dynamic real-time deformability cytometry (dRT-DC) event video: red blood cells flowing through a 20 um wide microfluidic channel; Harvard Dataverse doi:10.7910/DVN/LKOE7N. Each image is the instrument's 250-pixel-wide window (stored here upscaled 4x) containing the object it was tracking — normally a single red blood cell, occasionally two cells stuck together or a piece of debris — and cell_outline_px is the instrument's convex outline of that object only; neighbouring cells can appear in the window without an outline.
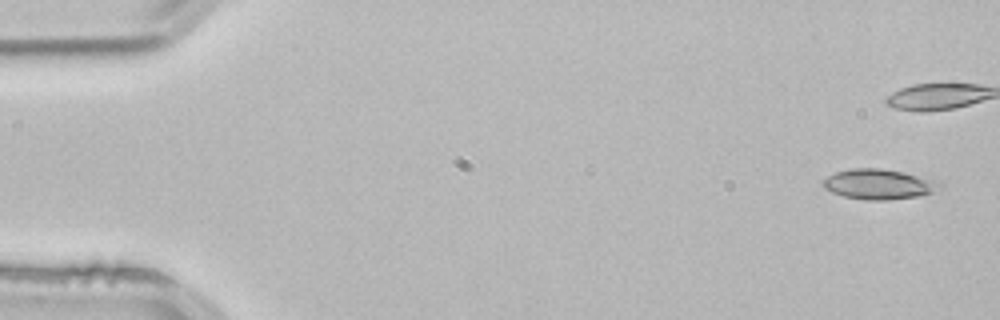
{"species": "common noctule bat (a hibernating species)", "species_latin": "Nyctalus noctula", "temperature_condition": "room temperature", "stored_images_in_passage": 4, "camera_frame_rate_fps": 3000, "um_per_image_px": 0.085, "animal": {"sex": "male", "body_mass_g": 21.5, "forearm_length_mm": 52.0}, "frame": {"image": 1, "passage_image": 1, "time_ms": 0.0, "image_size_px": [1000, 320], "cell_outline_px": [[944, 184], [940, 188], [932, 192], [920, 196], [888, 200], [864, 200], [844, 196], [832, 192], [824, 188], [820, 184], [820, 180], [836, 172], [852, 168], [880, 168], [904, 172], [940, 180]], "centroid_in_image_um": [74.72, 15.65], "position_along_channel_um": 10.3, "area_um2": 20.92}}